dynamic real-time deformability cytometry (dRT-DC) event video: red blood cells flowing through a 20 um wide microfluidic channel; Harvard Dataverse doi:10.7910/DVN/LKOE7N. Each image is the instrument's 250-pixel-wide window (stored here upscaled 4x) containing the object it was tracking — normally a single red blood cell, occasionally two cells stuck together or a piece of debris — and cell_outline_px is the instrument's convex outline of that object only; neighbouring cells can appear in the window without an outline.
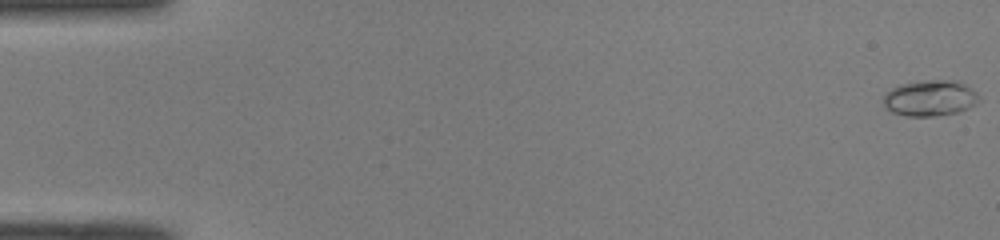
{"species": "common noctule bat (a hibernating species)", "species_latin": "Nyctalus noctula", "temperature_condition": "room temperature", "stored_images_in_passage": 51, "camera_frame_rate_fps": 3000, "um_per_image_px": 0.085, "animal": {"sex": "male", "body_mass_g": 19.0, "forearm_length_mm": 50.8}, "frame": {"image": 1, "passage_image": 1, "time_ms": 0.0, "image_size_px": [1000, 240], "cell_outline_px": [[980, 100], [976, 104], [968, 108], [956, 112], [936, 116], [908, 116], [892, 112], [884, 108], [884, 96], [892, 88], [900, 84], [924, 80], [956, 80], [964, 84], [976, 92]], "centroid_in_image_um": [79.05, 8.34], "position_along_channel_um": 5.9, "area_um2": 19.94}}
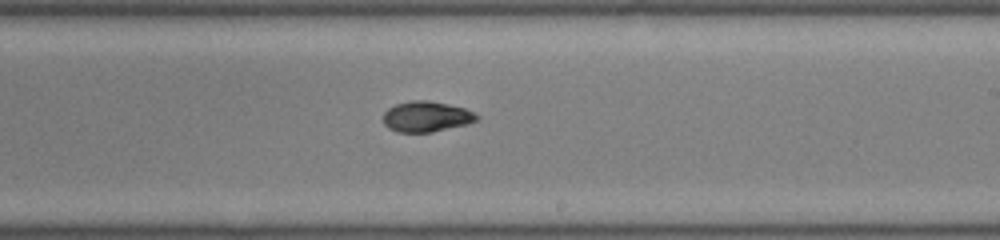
{"frame": {"image": 2, "passage_image": 31, "time_ms": 10.0, "image_size_px": [1000, 240], "cell_outline_px": [[480, 120], [468, 124], [432, 132], [396, 132], [388, 128], [384, 124], [384, 112], [388, 108], [396, 104], [412, 100], [428, 100], [448, 104], [464, 108], [480, 116]], "centroid_in_image_um": [36.26, 9.91], "position_along_channel_um": 252.7, "area_um2": 16.76}}
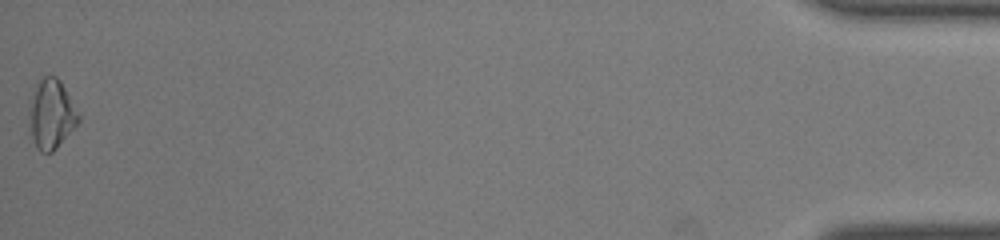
{"frame": {"image": 3, "passage_image": 51, "time_ms": 16.667, "image_size_px": [1000, 240], "cell_outline_px": [[80, 120], [56, 148], [52, 152], [40, 152], [36, 148], [28, 132], [28, 100], [36, 80], [44, 76], [56, 76], [60, 80], [80, 116]], "centroid_in_image_um": [4.27, 9.68], "position_along_channel_um": 430.9, "area_um2": 20.46}, "authors_computed_cell_mechanics": {"area_um2": 17.2822, "velocity_mm_per_s": 4.0914, "shape_relaxation_time_tau1_ms": 6.6633, "shape_relaxation_time_tau2_ms": 2.8946, "deformation_change_tau1": 0.2062, "deformation_change_tau2": 0.0629}}